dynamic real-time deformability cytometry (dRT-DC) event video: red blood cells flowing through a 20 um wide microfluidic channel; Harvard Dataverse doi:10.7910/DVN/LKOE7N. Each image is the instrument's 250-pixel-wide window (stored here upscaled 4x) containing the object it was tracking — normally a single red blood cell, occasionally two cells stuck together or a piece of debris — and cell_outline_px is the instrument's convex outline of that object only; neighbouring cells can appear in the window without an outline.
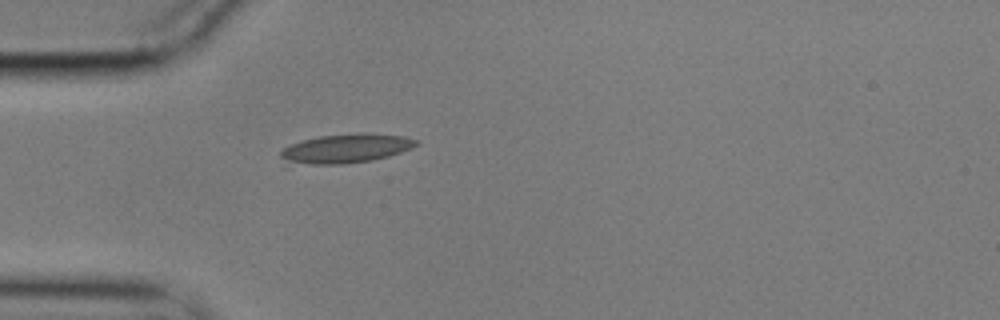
{"species": "common noctule bat (a hibernating species)", "species_latin": "Nyctalus noctula", "temperature_condition": "cold", "stored_images_in_passage": 41, "camera_frame_rate_fps": 3000, "um_per_image_px": 0.085, "animal": {"sex": "male", "body_mass_g": 17.9}, "frame": {"image": 1, "passage_image": 1, "time_ms": 0.0, "image_size_px": [1000, 320], "cell_outline_px": [[420, 144], [412, 148], [388, 156], [372, 160], [344, 164], [288, 168], [284, 168], [280, 156], [280, 152], [284, 148], [292, 144], [304, 140], [320, 136], [360, 132], [364, 132], [404, 136], [420, 140]], "centroid_in_image_um": [29.26, 12.68], "position_along_channel_um": 55.7, "area_um2": 24.28}}
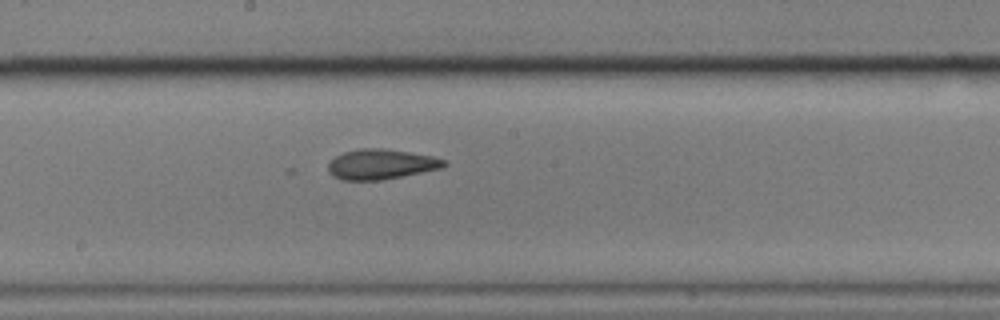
{"frame": {"image": 2, "passage_image": 15, "time_ms": 4.667, "image_size_px": [1000, 320], "cell_outline_px": [[448, 164], [444, 168], [380, 180], [340, 180], [332, 176], [328, 172], [328, 164], [336, 156], [344, 152], [360, 148], [380, 148], [408, 152], [432, 156], [448, 160]], "centroid_in_image_um": [32.4, 13.96], "position_along_channel_um": 215.8, "area_um2": 20.4}}
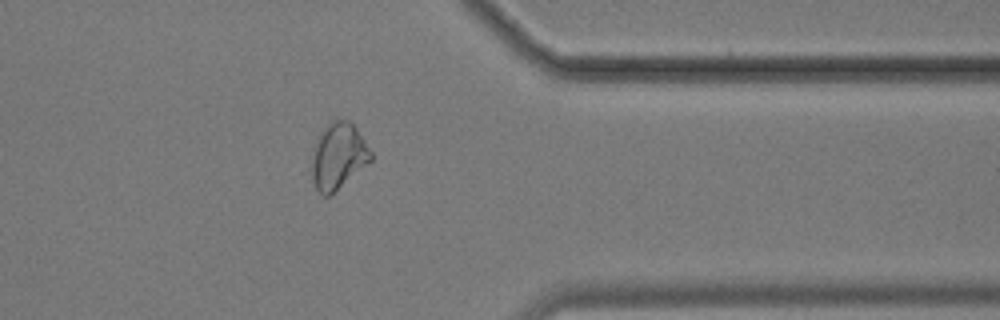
{"frame": {"image": 3, "passage_image": 30, "time_ms": 9.667, "image_size_px": [1000, 320], "cell_outline_px": [[372, 160], [328, 196], [324, 196], [316, 188], [312, 176], [312, 156], [320, 132], [336, 116], [348, 120], [356, 128], [372, 152]], "centroid_in_image_um": [28.76, 13.22], "position_along_channel_um": 382.6, "area_um2": 22.37}, "authors_computed_cell_mechanics": {"area_um2": 21.1548, "velocity_mm_per_s": 3.5375, "shape_relaxation_time_tau1_ms": null, "shape_relaxation_time_tau2_ms": 5.5285, "deformation_change_tau1": null, "deformation_change_tau2": 0.0804}}